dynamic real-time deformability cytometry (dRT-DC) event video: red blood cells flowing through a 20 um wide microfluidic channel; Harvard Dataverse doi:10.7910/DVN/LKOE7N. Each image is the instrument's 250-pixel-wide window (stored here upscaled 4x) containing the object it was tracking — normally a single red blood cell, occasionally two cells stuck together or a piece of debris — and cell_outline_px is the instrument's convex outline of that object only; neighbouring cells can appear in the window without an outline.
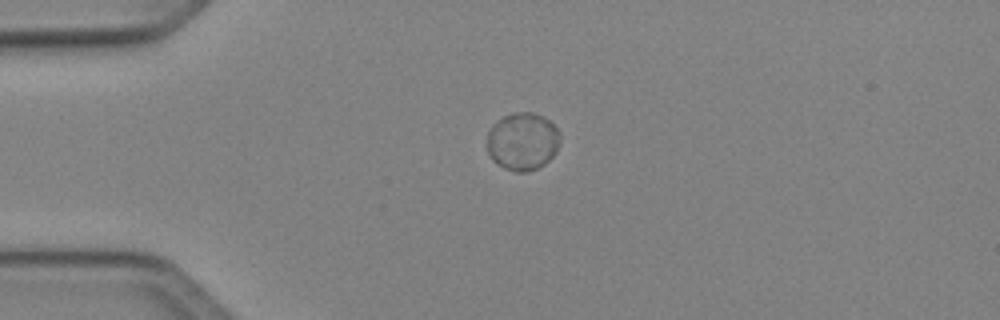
{"species": "Egyptian fruit bat (a non-hibernating species)", "species_latin": "Rousettus aegyptiacus", "temperature_condition": "cold", "stored_images_in_passage": 39, "camera_frame_rate_fps": 3000, "um_per_image_px": 0.085, "animal": {"sex": "female"}, "frame": {"image": 1, "passage_image": 1, "time_ms": 0.0, "image_size_px": [1000, 320], "cell_outline_px": [[560, 136], [556, 152], [544, 164], [528, 172], [516, 172], [504, 168], [496, 164], [492, 160], [488, 152], [488, 132], [492, 124], [504, 116], [512, 112], [532, 112], [544, 116], [556, 128]], "centroid_in_image_um": [44.4, 12.02], "position_along_channel_um": 40.6, "area_um2": 24.57}}
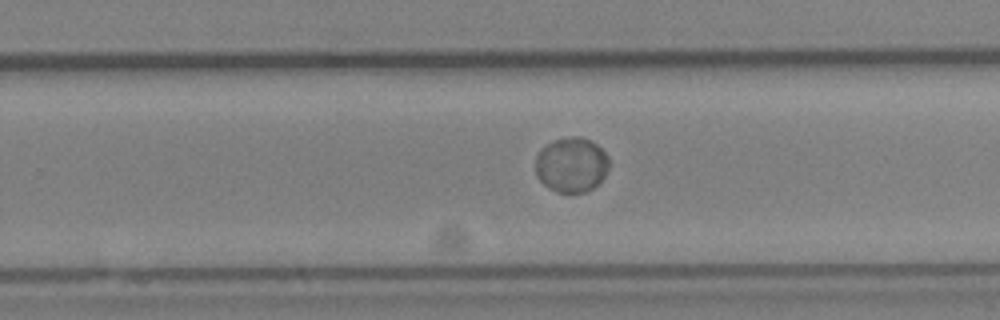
{"frame": {"image": 2, "passage_image": 21, "time_ms": 6.667, "image_size_px": [1000, 320], "cell_outline_px": [[608, 168], [604, 176], [592, 188], [584, 192], [556, 192], [548, 188], [536, 176], [536, 156], [548, 144], [556, 140], [576, 136], [580, 136], [596, 144], [608, 156]], "centroid_in_image_um": [48.57, 14.02], "position_along_channel_um": 281.2, "area_um2": 23.06}}
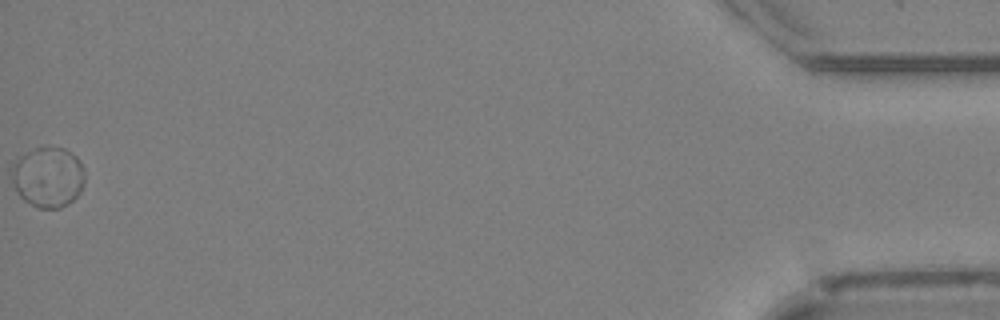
{"frame": {"image": 3, "passage_image": 39, "time_ms": 12.667, "image_size_px": [1000, 320], "cell_outline_px": [[84, 184], [80, 192], [68, 204], [60, 208], [40, 208], [24, 200], [20, 196], [12, 180], [12, 172], [20, 156], [44, 144], [48, 144], [64, 148], [76, 156], [80, 160], [84, 172]], "centroid_in_image_um": [4.13, 15.02], "position_along_channel_um": 431.1, "area_um2": 25.66}, "authors_computed_cell_mechanics": {"area_um2": 24.1026, "velocity_mm_per_s": 4.0598, "shape_relaxation_time_tau1_ms": 2.09, "shape_relaxation_time_tau2_ms": null, "deformation_change_tau1": 0.0199, "deformation_change_tau2": null}}